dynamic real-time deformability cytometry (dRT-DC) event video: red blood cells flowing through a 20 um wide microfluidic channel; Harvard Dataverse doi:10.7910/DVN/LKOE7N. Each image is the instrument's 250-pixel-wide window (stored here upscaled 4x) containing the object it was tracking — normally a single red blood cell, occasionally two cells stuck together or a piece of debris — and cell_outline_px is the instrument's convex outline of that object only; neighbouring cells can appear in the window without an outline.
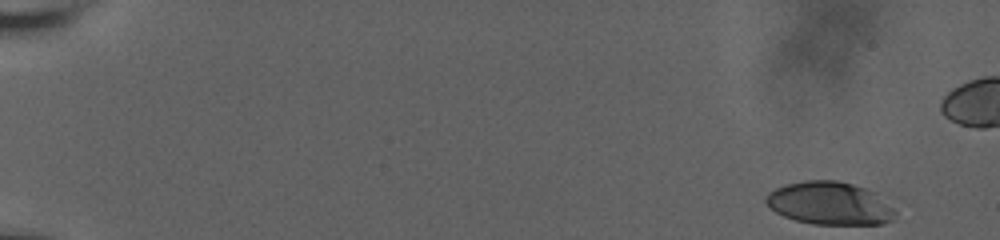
{"species": "human", "species_latin": "Homo sapiens", "temperature_condition": "room temperature", "stored_images_in_passage": 53, "camera_frame_rate_fps": 3000, "um_per_image_px": 0.085, "donor": {"sex": "male"}, "frame": {"image": 1, "passage_image": 1, "time_ms": 0.0, "image_size_px": [1000, 240], "cell_outline_px": [[896, 212], [892, 220], [880, 224], [812, 224], [796, 220], [784, 216], [776, 212], [764, 200], [768, 192], [776, 188], [788, 184], [804, 180], [836, 180], [852, 184], [876, 192]], "centroid_in_image_um": [70.52, 17.28], "position_along_channel_um": 14.5, "area_um2": 32.08}}
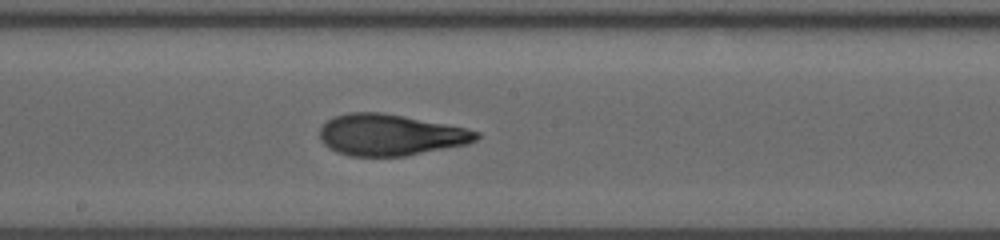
{"frame": {"image": 2, "passage_image": 32, "time_ms": 10.333, "image_size_px": [1000, 240], "cell_outline_px": [[480, 136], [476, 140], [468, 144], [404, 156], [348, 156], [336, 152], [328, 148], [320, 140], [320, 128], [328, 120], [336, 116], [348, 112], [380, 112], [464, 128], [480, 132]], "centroid_in_image_um": [33.14, 11.48], "position_along_channel_um": 215.1, "area_um2": 37.4}}
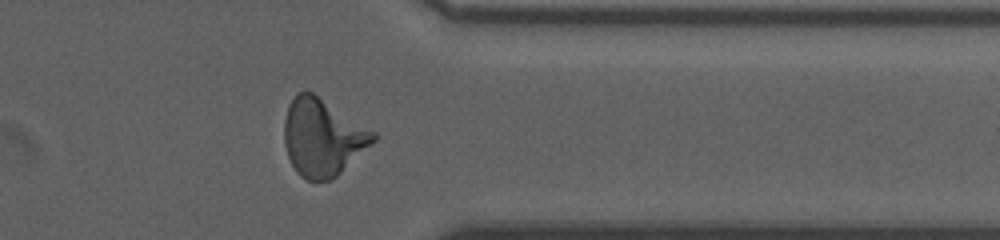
{"frame": {"image": 3, "passage_image": 46, "time_ms": 15.0, "image_size_px": [1000, 240], "cell_outline_px": [[380, 136], [376, 140], [332, 180], [308, 180], [300, 176], [296, 172], [288, 156], [284, 144], [284, 120], [288, 104], [296, 92], [312, 92], [376, 132]], "centroid_in_image_um": [27.41, 11.67], "position_along_channel_um": 384.0, "area_um2": 40.0}}